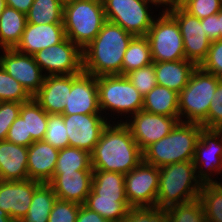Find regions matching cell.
<instances>
[{
	"mask_svg": "<svg viewBox=\"0 0 222 222\" xmlns=\"http://www.w3.org/2000/svg\"><path fill=\"white\" fill-rule=\"evenodd\" d=\"M93 170L126 174L143 161V152L123 122H111L90 153Z\"/></svg>",
	"mask_w": 222,
	"mask_h": 222,
	"instance_id": "cell-1",
	"label": "cell"
},
{
	"mask_svg": "<svg viewBox=\"0 0 222 222\" xmlns=\"http://www.w3.org/2000/svg\"><path fill=\"white\" fill-rule=\"evenodd\" d=\"M134 36L106 21L93 41L82 50L83 71L93 76L122 75V62Z\"/></svg>",
	"mask_w": 222,
	"mask_h": 222,
	"instance_id": "cell-2",
	"label": "cell"
},
{
	"mask_svg": "<svg viewBox=\"0 0 222 222\" xmlns=\"http://www.w3.org/2000/svg\"><path fill=\"white\" fill-rule=\"evenodd\" d=\"M202 185V182L197 178L193 161L159 167L156 207L165 211L172 206L199 199Z\"/></svg>",
	"mask_w": 222,
	"mask_h": 222,
	"instance_id": "cell-3",
	"label": "cell"
},
{
	"mask_svg": "<svg viewBox=\"0 0 222 222\" xmlns=\"http://www.w3.org/2000/svg\"><path fill=\"white\" fill-rule=\"evenodd\" d=\"M203 127L179 121L169 135L143 151V161L156 167L193 161L196 143Z\"/></svg>",
	"mask_w": 222,
	"mask_h": 222,
	"instance_id": "cell-4",
	"label": "cell"
},
{
	"mask_svg": "<svg viewBox=\"0 0 222 222\" xmlns=\"http://www.w3.org/2000/svg\"><path fill=\"white\" fill-rule=\"evenodd\" d=\"M221 79L197 66L188 84L179 92V121L207 128V116L212 96Z\"/></svg>",
	"mask_w": 222,
	"mask_h": 222,
	"instance_id": "cell-5",
	"label": "cell"
},
{
	"mask_svg": "<svg viewBox=\"0 0 222 222\" xmlns=\"http://www.w3.org/2000/svg\"><path fill=\"white\" fill-rule=\"evenodd\" d=\"M106 21L102 0H78L63 7L66 37L81 50L93 41Z\"/></svg>",
	"mask_w": 222,
	"mask_h": 222,
	"instance_id": "cell-6",
	"label": "cell"
},
{
	"mask_svg": "<svg viewBox=\"0 0 222 222\" xmlns=\"http://www.w3.org/2000/svg\"><path fill=\"white\" fill-rule=\"evenodd\" d=\"M97 87L99 107L102 114L106 113L104 114L106 119L112 117V120L116 113V116L129 119L143 108V96L125 75L99 76Z\"/></svg>",
	"mask_w": 222,
	"mask_h": 222,
	"instance_id": "cell-7",
	"label": "cell"
},
{
	"mask_svg": "<svg viewBox=\"0 0 222 222\" xmlns=\"http://www.w3.org/2000/svg\"><path fill=\"white\" fill-rule=\"evenodd\" d=\"M153 62L178 61L185 58L184 42L177 21L167 12L159 10L145 35Z\"/></svg>",
	"mask_w": 222,
	"mask_h": 222,
	"instance_id": "cell-8",
	"label": "cell"
},
{
	"mask_svg": "<svg viewBox=\"0 0 222 222\" xmlns=\"http://www.w3.org/2000/svg\"><path fill=\"white\" fill-rule=\"evenodd\" d=\"M102 2L107 21L121 26L133 36H145L154 18L157 17L153 15L154 7L149 0H102Z\"/></svg>",
	"mask_w": 222,
	"mask_h": 222,
	"instance_id": "cell-9",
	"label": "cell"
},
{
	"mask_svg": "<svg viewBox=\"0 0 222 222\" xmlns=\"http://www.w3.org/2000/svg\"><path fill=\"white\" fill-rule=\"evenodd\" d=\"M193 164L197 178L202 184L222 183V133L220 130L201 129L195 147Z\"/></svg>",
	"mask_w": 222,
	"mask_h": 222,
	"instance_id": "cell-10",
	"label": "cell"
},
{
	"mask_svg": "<svg viewBox=\"0 0 222 222\" xmlns=\"http://www.w3.org/2000/svg\"><path fill=\"white\" fill-rule=\"evenodd\" d=\"M34 60L48 75H73L83 71L82 50L67 37L59 44L36 52Z\"/></svg>",
	"mask_w": 222,
	"mask_h": 222,
	"instance_id": "cell-11",
	"label": "cell"
},
{
	"mask_svg": "<svg viewBox=\"0 0 222 222\" xmlns=\"http://www.w3.org/2000/svg\"><path fill=\"white\" fill-rule=\"evenodd\" d=\"M126 199L130 207L156 206L159 168L142 161L125 174Z\"/></svg>",
	"mask_w": 222,
	"mask_h": 222,
	"instance_id": "cell-12",
	"label": "cell"
},
{
	"mask_svg": "<svg viewBox=\"0 0 222 222\" xmlns=\"http://www.w3.org/2000/svg\"><path fill=\"white\" fill-rule=\"evenodd\" d=\"M129 118L120 119L117 122H123L130 129L133 139L142 152L149 145L169 135L179 122V117L152 114L144 110H140Z\"/></svg>",
	"mask_w": 222,
	"mask_h": 222,
	"instance_id": "cell-13",
	"label": "cell"
},
{
	"mask_svg": "<svg viewBox=\"0 0 222 222\" xmlns=\"http://www.w3.org/2000/svg\"><path fill=\"white\" fill-rule=\"evenodd\" d=\"M178 23L184 42L185 58L200 66L205 60L211 41L208 39L201 20L190 15L182 7L167 11Z\"/></svg>",
	"mask_w": 222,
	"mask_h": 222,
	"instance_id": "cell-14",
	"label": "cell"
},
{
	"mask_svg": "<svg viewBox=\"0 0 222 222\" xmlns=\"http://www.w3.org/2000/svg\"><path fill=\"white\" fill-rule=\"evenodd\" d=\"M69 146L91 153L103 130L111 122L103 114H63Z\"/></svg>",
	"mask_w": 222,
	"mask_h": 222,
	"instance_id": "cell-15",
	"label": "cell"
},
{
	"mask_svg": "<svg viewBox=\"0 0 222 222\" xmlns=\"http://www.w3.org/2000/svg\"><path fill=\"white\" fill-rule=\"evenodd\" d=\"M2 52L0 66L33 96L43 85L45 78L33 55L23 54L15 49H2Z\"/></svg>",
	"mask_w": 222,
	"mask_h": 222,
	"instance_id": "cell-16",
	"label": "cell"
},
{
	"mask_svg": "<svg viewBox=\"0 0 222 222\" xmlns=\"http://www.w3.org/2000/svg\"><path fill=\"white\" fill-rule=\"evenodd\" d=\"M63 114H102L96 76L84 71L72 75V88L68 90V104Z\"/></svg>",
	"mask_w": 222,
	"mask_h": 222,
	"instance_id": "cell-17",
	"label": "cell"
},
{
	"mask_svg": "<svg viewBox=\"0 0 222 222\" xmlns=\"http://www.w3.org/2000/svg\"><path fill=\"white\" fill-rule=\"evenodd\" d=\"M41 183L27 179L24 181L0 180V209L7 212L14 222H19L27 214L34 190Z\"/></svg>",
	"mask_w": 222,
	"mask_h": 222,
	"instance_id": "cell-18",
	"label": "cell"
},
{
	"mask_svg": "<svg viewBox=\"0 0 222 222\" xmlns=\"http://www.w3.org/2000/svg\"><path fill=\"white\" fill-rule=\"evenodd\" d=\"M93 170H77L74 172L54 173L49 184L57 199L85 204L91 191Z\"/></svg>",
	"mask_w": 222,
	"mask_h": 222,
	"instance_id": "cell-19",
	"label": "cell"
},
{
	"mask_svg": "<svg viewBox=\"0 0 222 222\" xmlns=\"http://www.w3.org/2000/svg\"><path fill=\"white\" fill-rule=\"evenodd\" d=\"M65 38L63 23H26L21 39L14 49L23 54L34 55L40 50L59 44Z\"/></svg>",
	"mask_w": 222,
	"mask_h": 222,
	"instance_id": "cell-20",
	"label": "cell"
},
{
	"mask_svg": "<svg viewBox=\"0 0 222 222\" xmlns=\"http://www.w3.org/2000/svg\"><path fill=\"white\" fill-rule=\"evenodd\" d=\"M71 88L72 75H48L32 97L48 114H63Z\"/></svg>",
	"mask_w": 222,
	"mask_h": 222,
	"instance_id": "cell-21",
	"label": "cell"
},
{
	"mask_svg": "<svg viewBox=\"0 0 222 222\" xmlns=\"http://www.w3.org/2000/svg\"><path fill=\"white\" fill-rule=\"evenodd\" d=\"M59 149L44 140L34 141L28 147V179L49 183L55 172Z\"/></svg>",
	"mask_w": 222,
	"mask_h": 222,
	"instance_id": "cell-22",
	"label": "cell"
},
{
	"mask_svg": "<svg viewBox=\"0 0 222 222\" xmlns=\"http://www.w3.org/2000/svg\"><path fill=\"white\" fill-rule=\"evenodd\" d=\"M28 147L6 140L0 141V180L24 181L28 179Z\"/></svg>",
	"mask_w": 222,
	"mask_h": 222,
	"instance_id": "cell-23",
	"label": "cell"
},
{
	"mask_svg": "<svg viewBox=\"0 0 222 222\" xmlns=\"http://www.w3.org/2000/svg\"><path fill=\"white\" fill-rule=\"evenodd\" d=\"M157 85L167 87L179 93L189 81L197 67L186 59L178 61L153 62Z\"/></svg>",
	"mask_w": 222,
	"mask_h": 222,
	"instance_id": "cell-24",
	"label": "cell"
},
{
	"mask_svg": "<svg viewBox=\"0 0 222 222\" xmlns=\"http://www.w3.org/2000/svg\"><path fill=\"white\" fill-rule=\"evenodd\" d=\"M178 96L176 91L156 85L143 97L142 110L152 114L179 117Z\"/></svg>",
	"mask_w": 222,
	"mask_h": 222,
	"instance_id": "cell-25",
	"label": "cell"
},
{
	"mask_svg": "<svg viewBox=\"0 0 222 222\" xmlns=\"http://www.w3.org/2000/svg\"><path fill=\"white\" fill-rule=\"evenodd\" d=\"M27 23L26 14L6 6L0 16V50L14 49Z\"/></svg>",
	"mask_w": 222,
	"mask_h": 222,
	"instance_id": "cell-26",
	"label": "cell"
},
{
	"mask_svg": "<svg viewBox=\"0 0 222 222\" xmlns=\"http://www.w3.org/2000/svg\"><path fill=\"white\" fill-rule=\"evenodd\" d=\"M125 175L117 172L93 170L91 190L100 198L126 199Z\"/></svg>",
	"mask_w": 222,
	"mask_h": 222,
	"instance_id": "cell-27",
	"label": "cell"
},
{
	"mask_svg": "<svg viewBox=\"0 0 222 222\" xmlns=\"http://www.w3.org/2000/svg\"><path fill=\"white\" fill-rule=\"evenodd\" d=\"M57 196L49 183H41L33 193L27 214L19 222H48Z\"/></svg>",
	"mask_w": 222,
	"mask_h": 222,
	"instance_id": "cell-28",
	"label": "cell"
},
{
	"mask_svg": "<svg viewBox=\"0 0 222 222\" xmlns=\"http://www.w3.org/2000/svg\"><path fill=\"white\" fill-rule=\"evenodd\" d=\"M84 205L97 212L108 222H121L130 208L127 199L100 198L92 190L88 194Z\"/></svg>",
	"mask_w": 222,
	"mask_h": 222,
	"instance_id": "cell-29",
	"label": "cell"
},
{
	"mask_svg": "<svg viewBox=\"0 0 222 222\" xmlns=\"http://www.w3.org/2000/svg\"><path fill=\"white\" fill-rule=\"evenodd\" d=\"M152 63L150 45L146 36H134L124 54L122 75Z\"/></svg>",
	"mask_w": 222,
	"mask_h": 222,
	"instance_id": "cell-30",
	"label": "cell"
},
{
	"mask_svg": "<svg viewBox=\"0 0 222 222\" xmlns=\"http://www.w3.org/2000/svg\"><path fill=\"white\" fill-rule=\"evenodd\" d=\"M27 23H63V6L58 0H34L26 14Z\"/></svg>",
	"mask_w": 222,
	"mask_h": 222,
	"instance_id": "cell-31",
	"label": "cell"
},
{
	"mask_svg": "<svg viewBox=\"0 0 222 222\" xmlns=\"http://www.w3.org/2000/svg\"><path fill=\"white\" fill-rule=\"evenodd\" d=\"M77 170H93L90 153L71 146L59 149L54 173L74 172Z\"/></svg>",
	"mask_w": 222,
	"mask_h": 222,
	"instance_id": "cell-32",
	"label": "cell"
},
{
	"mask_svg": "<svg viewBox=\"0 0 222 222\" xmlns=\"http://www.w3.org/2000/svg\"><path fill=\"white\" fill-rule=\"evenodd\" d=\"M206 222H222V183L203 184L199 194Z\"/></svg>",
	"mask_w": 222,
	"mask_h": 222,
	"instance_id": "cell-33",
	"label": "cell"
},
{
	"mask_svg": "<svg viewBox=\"0 0 222 222\" xmlns=\"http://www.w3.org/2000/svg\"><path fill=\"white\" fill-rule=\"evenodd\" d=\"M48 113L33 99L26 102L27 136L34 141L44 140L47 128Z\"/></svg>",
	"mask_w": 222,
	"mask_h": 222,
	"instance_id": "cell-34",
	"label": "cell"
},
{
	"mask_svg": "<svg viewBox=\"0 0 222 222\" xmlns=\"http://www.w3.org/2000/svg\"><path fill=\"white\" fill-rule=\"evenodd\" d=\"M169 222H206L205 211L199 199L175 205L164 211Z\"/></svg>",
	"mask_w": 222,
	"mask_h": 222,
	"instance_id": "cell-35",
	"label": "cell"
},
{
	"mask_svg": "<svg viewBox=\"0 0 222 222\" xmlns=\"http://www.w3.org/2000/svg\"><path fill=\"white\" fill-rule=\"evenodd\" d=\"M31 98L27 90L0 66V102L25 103Z\"/></svg>",
	"mask_w": 222,
	"mask_h": 222,
	"instance_id": "cell-36",
	"label": "cell"
},
{
	"mask_svg": "<svg viewBox=\"0 0 222 222\" xmlns=\"http://www.w3.org/2000/svg\"><path fill=\"white\" fill-rule=\"evenodd\" d=\"M44 141L57 149H63L69 146V138L63 114H48Z\"/></svg>",
	"mask_w": 222,
	"mask_h": 222,
	"instance_id": "cell-37",
	"label": "cell"
},
{
	"mask_svg": "<svg viewBox=\"0 0 222 222\" xmlns=\"http://www.w3.org/2000/svg\"><path fill=\"white\" fill-rule=\"evenodd\" d=\"M125 76L143 97L157 85L153 63L133 70L127 73Z\"/></svg>",
	"mask_w": 222,
	"mask_h": 222,
	"instance_id": "cell-38",
	"label": "cell"
},
{
	"mask_svg": "<svg viewBox=\"0 0 222 222\" xmlns=\"http://www.w3.org/2000/svg\"><path fill=\"white\" fill-rule=\"evenodd\" d=\"M6 141L20 146L29 147L34 140L27 136L26 128V102L22 103L19 116L15 119L8 130Z\"/></svg>",
	"mask_w": 222,
	"mask_h": 222,
	"instance_id": "cell-39",
	"label": "cell"
},
{
	"mask_svg": "<svg viewBox=\"0 0 222 222\" xmlns=\"http://www.w3.org/2000/svg\"><path fill=\"white\" fill-rule=\"evenodd\" d=\"M181 7L201 20L217 14L222 9V0H184Z\"/></svg>",
	"mask_w": 222,
	"mask_h": 222,
	"instance_id": "cell-40",
	"label": "cell"
},
{
	"mask_svg": "<svg viewBox=\"0 0 222 222\" xmlns=\"http://www.w3.org/2000/svg\"><path fill=\"white\" fill-rule=\"evenodd\" d=\"M80 204L57 199L48 222H76Z\"/></svg>",
	"mask_w": 222,
	"mask_h": 222,
	"instance_id": "cell-41",
	"label": "cell"
},
{
	"mask_svg": "<svg viewBox=\"0 0 222 222\" xmlns=\"http://www.w3.org/2000/svg\"><path fill=\"white\" fill-rule=\"evenodd\" d=\"M164 216V210L156 206L130 207L121 222H159Z\"/></svg>",
	"mask_w": 222,
	"mask_h": 222,
	"instance_id": "cell-42",
	"label": "cell"
},
{
	"mask_svg": "<svg viewBox=\"0 0 222 222\" xmlns=\"http://www.w3.org/2000/svg\"><path fill=\"white\" fill-rule=\"evenodd\" d=\"M22 103L5 101L0 102V141L6 140L8 130L19 116Z\"/></svg>",
	"mask_w": 222,
	"mask_h": 222,
	"instance_id": "cell-43",
	"label": "cell"
},
{
	"mask_svg": "<svg viewBox=\"0 0 222 222\" xmlns=\"http://www.w3.org/2000/svg\"><path fill=\"white\" fill-rule=\"evenodd\" d=\"M200 67L222 79V40L211 42L207 57Z\"/></svg>",
	"mask_w": 222,
	"mask_h": 222,
	"instance_id": "cell-44",
	"label": "cell"
},
{
	"mask_svg": "<svg viewBox=\"0 0 222 222\" xmlns=\"http://www.w3.org/2000/svg\"><path fill=\"white\" fill-rule=\"evenodd\" d=\"M212 102L207 116V129L222 128V79L212 96Z\"/></svg>",
	"mask_w": 222,
	"mask_h": 222,
	"instance_id": "cell-45",
	"label": "cell"
},
{
	"mask_svg": "<svg viewBox=\"0 0 222 222\" xmlns=\"http://www.w3.org/2000/svg\"><path fill=\"white\" fill-rule=\"evenodd\" d=\"M201 24H203L205 33L211 42L220 40V31H218V13L201 19Z\"/></svg>",
	"mask_w": 222,
	"mask_h": 222,
	"instance_id": "cell-46",
	"label": "cell"
},
{
	"mask_svg": "<svg viewBox=\"0 0 222 222\" xmlns=\"http://www.w3.org/2000/svg\"><path fill=\"white\" fill-rule=\"evenodd\" d=\"M76 222H108L97 212L90 210L84 204L80 205Z\"/></svg>",
	"mask_w": 222,
	"mask_h": 222,
	"instance_id": "cell-47",
	"label": "cell"
},
{
	"mask_svg": "<svg viewBox=\"0 0 222 222\" xmlns=\"http://www.w3.org/2000/svg\"><path fill=\"white\" fill-rule=\"evenodd\" d=\"M156 9L163 8L160 11H169L173 8L181 7L184 0H149Z\"/></svg>",
	"mask_w": 222,
	"mask_h": 222,
	"instance_id": "cell-48",
	"label": "cell"
},
{
	"mask_svg": "<svg viewBox=\"0 0 222 222\" xmlns=\"http://www.w3.org/2000/svg\"><path fill=\"white\" fill-rule=\"evenodd\" d=\"M6 6L12 7L17 11L27 14L34 0H5Z\"/></svg>",
	"mask_w": 222,
	"mask_h": 222,
	"instance_id": "cell-49",
	"label": "cell"
},
{
	"mask_svg": "<svg viewBox=\"0 0 222 222\" xmlns=\"http://www.w3.org/2000/svg\"><path fill=\"white\" fill-rule=\"evenodd\" d=\"M0 222H14L7 212L0 209Z\"/></svg>",
	"mask_w": 222,
	"mask_h": 222,
	"instance_id": "cell-50",
	"label": "cell"
},
{
	"mask_svg": "<svg viewBox=\"0 0 222 222\" xmlns=\"http://www.w3.org/2000/svg\"><path fill=\"white\" fill-rule=\"evenodd\" d=\"M218 31H220V40H222V9L218 12Z\"/></svg>",
	"mask_w": 222,
	"mask_h": 222,
	"instance_id": "cell-51",
	"label": "cell"
},
{
	"mask_svg": "<svg viewBox=\"0 0 222 222\" xmlns=\"http://www.w3.org/2000/svg\"><path fill=\"white\" fill-rule=\"evenodd\" d=\"M58 1L61 3V5L63 7H65V6L69 5V4H72V3L76 2V1H78V0H58Z\"/></svg>",
	"mask_w": 222,
	"mask_h": 222,
	"instance_id": "cell-52",
	"label": "cell"
},
{
	"mask_svg": "<svg viewBox=\"0 0 222 222\" xmlns=\"http://www.w3.org/2000/svg\"><path fill=\"white\" fill-rule=\"evenodd\" d=\"M5 7H6V2H5V0H0V16L2 15Z\"/></svg>",
	"mask_w": 222,
	"mask_h": 222,
	"instance_id": "cell-53",
	"label": "cell"
},
{
	"mask_svg": "<svg viewBox=\"0 0 222 222\" xmlns=\"http://www.w3.org/2000/svg\"><path fill=\"white\" fill-rule=\"evenodd\" d=\"M159 222H169V221H168L167 217L164 216Z\"/></svg>",
	"mask_w": 222,
	"mask_h": 222,
	"instance_id": "cell-54",
	"label": "cell"
}]
</instances>
